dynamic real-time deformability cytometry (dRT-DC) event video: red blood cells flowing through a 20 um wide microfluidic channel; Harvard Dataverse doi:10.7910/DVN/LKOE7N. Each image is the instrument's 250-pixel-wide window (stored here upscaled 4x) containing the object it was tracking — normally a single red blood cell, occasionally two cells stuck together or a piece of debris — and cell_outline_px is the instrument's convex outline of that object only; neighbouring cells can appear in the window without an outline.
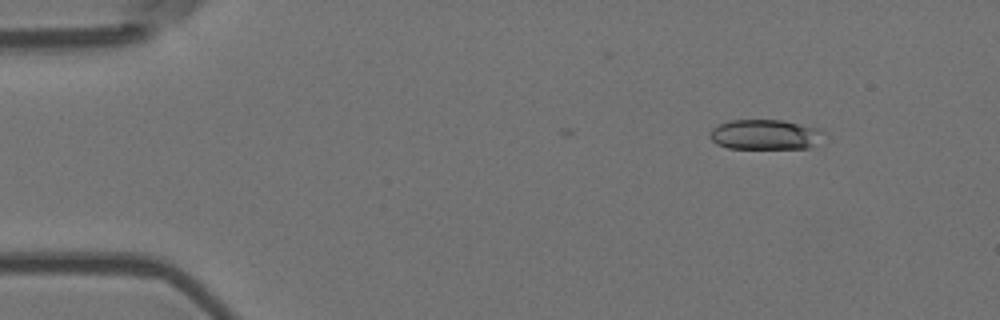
{"species": "Egyptian fruit bat (a non-hibernating species)", "species_latin": "Rousettus aegyptiacus", "temperature_condition": "room temperature", "stored_images_in_passage": 6, "camera_frame_rate_fps": 3000, "um_per_image_px": 0.085, "animal": {"sex": "female"}, "frame": {"image": 1, "passage_image": 1, "time_ms": 0.0, "image_size_px": [1000, 320], "cell_outline_px": [[820, 132], [808, 148], [728, 148], [716, 144], [708, 136], [712, 128], [728, 120], [784, 120], [820, 128]], "centroid_in_image_um": [64.9, 11.42], "position_along_channel_um": 20.1, "area_um2": 19.48}}